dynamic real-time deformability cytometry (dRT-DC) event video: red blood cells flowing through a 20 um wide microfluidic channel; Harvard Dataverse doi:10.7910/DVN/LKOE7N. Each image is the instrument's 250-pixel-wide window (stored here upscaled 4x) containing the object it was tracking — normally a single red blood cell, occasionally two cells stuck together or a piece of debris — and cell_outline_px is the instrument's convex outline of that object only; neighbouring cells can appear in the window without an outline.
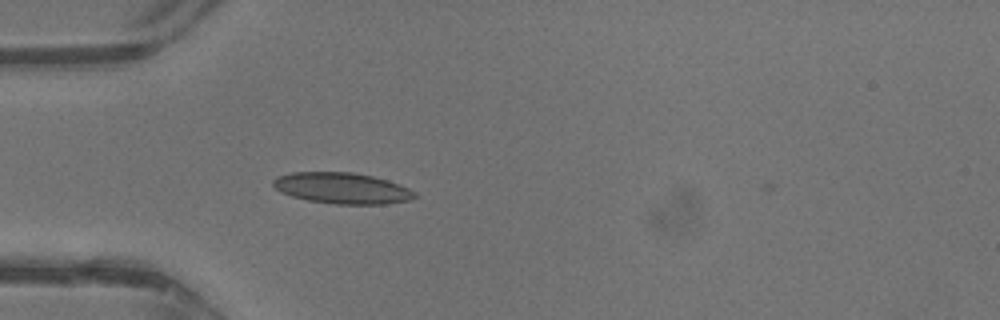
{"species": "common noctule bat (a hibernating species)", "species_latin": "Nyctalus noctula", "temperature_condition": "warm", "stored_images_in_passage": 31, "camera_frame_rate_fps": 3000, "um_per_image_px": 0.085, "animal": {"sex": "male", "body_mass_g": 13.3}, "frame": {"image": 1, "passage_image": 1, "time_ms": 0.0, "image_size_px": [1000, 320], "cell_outline_px": [[416, 196], [408, 200], [384, 204], [336, 204], [308, 200], [292, 196], [280, 192], [272, 184], [272, 180], [276, 176], [292, 172], [352, 172], [372, 176], [388, 180], [400, 184], [416, 192]], "centroid_in_image_um": [29.05, 15.99], "position_along_channel_um": 55.9, "area_um2": 25.61}}
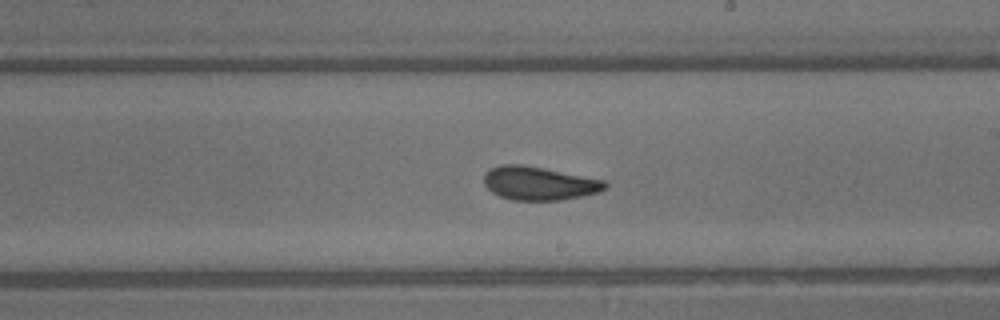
{"frame": {"image": 2, "passage_image": 13, "time_ms": 4.0, "image_size_px": [1000, 320], "cell_outline_px": [[608, 188], [600, 192], [560, 200], [512, 200], [500, 196], [492, 192], [484, 184], [484, 172], [500, 164], [524, 164], [604, 180], [608, 184]], "centroid_in_image_um": [45.82, 15.57], "position_along_channel_um": 243.2, "area_um2": 23.7}}
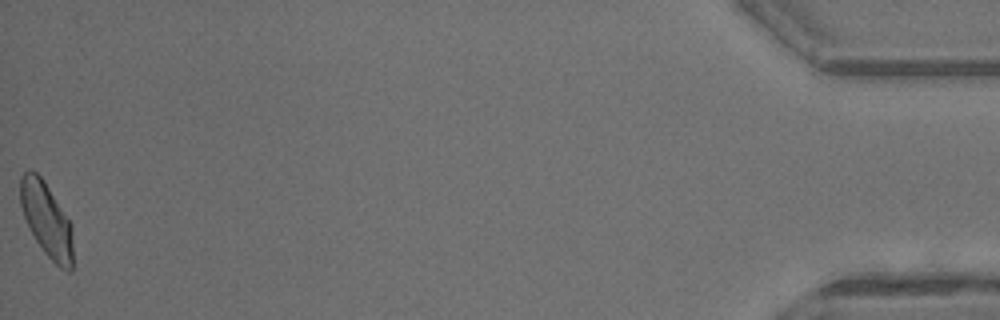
{"frame": {"image": 3, "passage_image": 31, "time_ms": 10.0, "image_size_px": [1000, 320], "cell_outline_px": [[72, 272], [68, 272], [60, 268], [44, 252], [36, 240], [24, 216], [20, 204], [20, 176], [24, 172], [32, 168], [44, 180], [72, 224]], "centroid_in_image_um": [3.96, 18.65], "position_along_channel_um": 431.2, "area_um2": 22.77}, "authors_computed_cell_mechanics": {"area_um2": 23.5824, "velocity_mm_per_s": 4.8421, "shape_relaxation_time_tau1_ms": 3.9945, "shape_relaxation_time_tau2_ms": 1.0725, "deformation_change_tau1": 0.1423, "deformation_change_tau2": 0.0711}}